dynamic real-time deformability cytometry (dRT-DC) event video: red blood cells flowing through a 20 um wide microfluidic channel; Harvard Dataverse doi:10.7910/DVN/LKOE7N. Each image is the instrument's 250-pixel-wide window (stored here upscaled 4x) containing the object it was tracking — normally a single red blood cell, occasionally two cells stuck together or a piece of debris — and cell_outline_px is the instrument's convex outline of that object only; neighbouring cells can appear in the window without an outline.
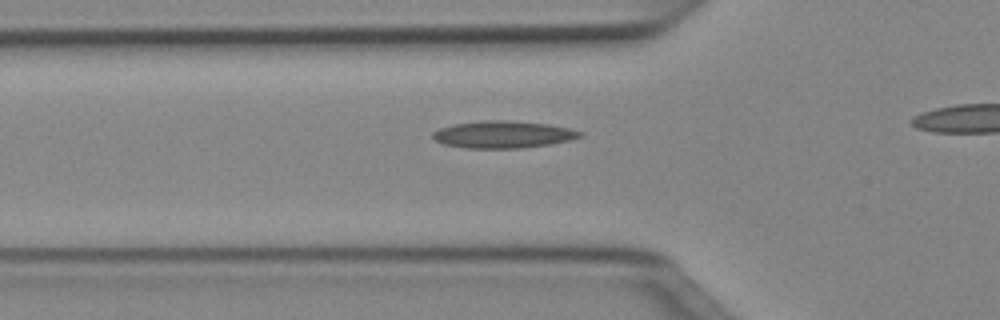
{"species": "Egyptian fruit bat (a non-hibernating species)", "species_latin": "Rousettus aegyptiacus", "temperature_condition": "cold", "stored_images_in_passage": 36, "camera_frame_rate_fps": 3000, "um_per_image_px": 0.085, "animal": {"sex": "female"}, "frame": {"image": 1, "passage_image": 12, "time_ms": 3.667, "image_size_px": [1000, 320], "cell_outline_px": [[584, 136], [572, 140], [548, 144], [520, 148], [464, 148], [444, 144], [436, 140], [432, 136], [432, 132], [440, 128], [452, 124], [480, 120], [508, 120], [548, 124], [568, 128], [584, 132]], "centroid_in_image_um": [42.77, 11.42], "position_along_channel_um": 83.0, "area_um2": 23.41}}
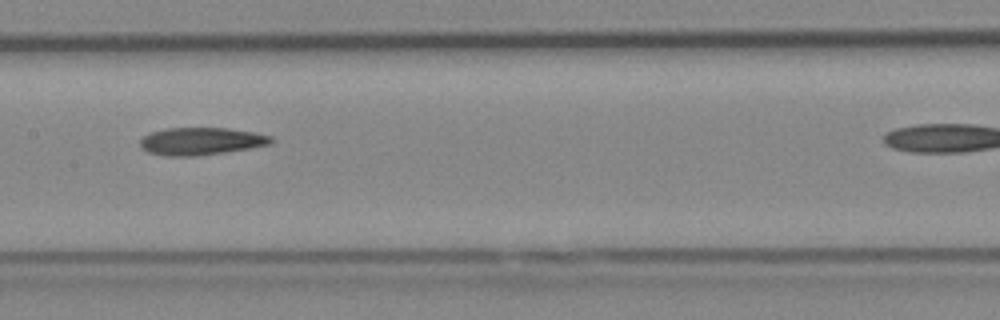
{"frame": {"image": 2, "passage_image": 20, "time_ms": 6.333, "image_size_px": [1000, 320], "cell_outline_px": [[276, 140], [272, 144], [224, 152], [192, 156], [168, 156], [148, 152], [140, 148], [140, 140], [148, 132], [168, 128], [228, 128], [252, 132], [272, 136]], "centroid_in_image_um": [17.08, 12.0], "position_along_channel_um": 190.3, "area_um2": 20.98}}
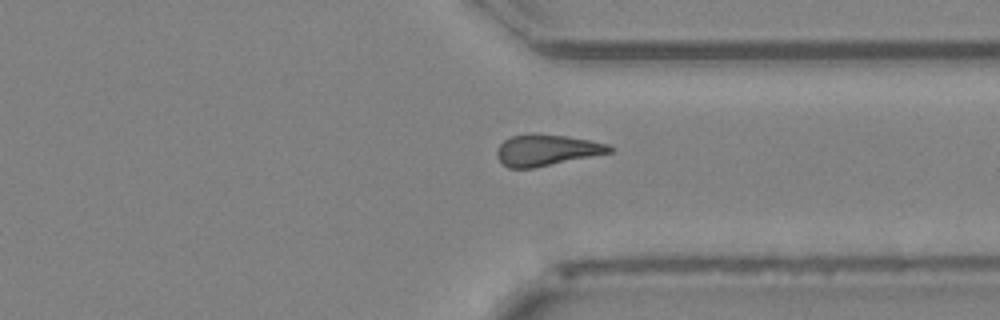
{"frame": {"image": 3, "passage_image": 33, "time_ms": 10.667, "image_size_px": [1000, 320], "cell_outline_px": [[612, 152], [532, 168], [508, 168], [496, 156], [496, 152], [500, 144], [504, 140], [512, 136], [528, 132], [536, 132], [564, 136], [588, 140], [608, 144], [612, 148]], "centroid_in_image_um": [46.41, 12.74], "position_along_channel_um": 365.0, "area_um2": 20.4}}